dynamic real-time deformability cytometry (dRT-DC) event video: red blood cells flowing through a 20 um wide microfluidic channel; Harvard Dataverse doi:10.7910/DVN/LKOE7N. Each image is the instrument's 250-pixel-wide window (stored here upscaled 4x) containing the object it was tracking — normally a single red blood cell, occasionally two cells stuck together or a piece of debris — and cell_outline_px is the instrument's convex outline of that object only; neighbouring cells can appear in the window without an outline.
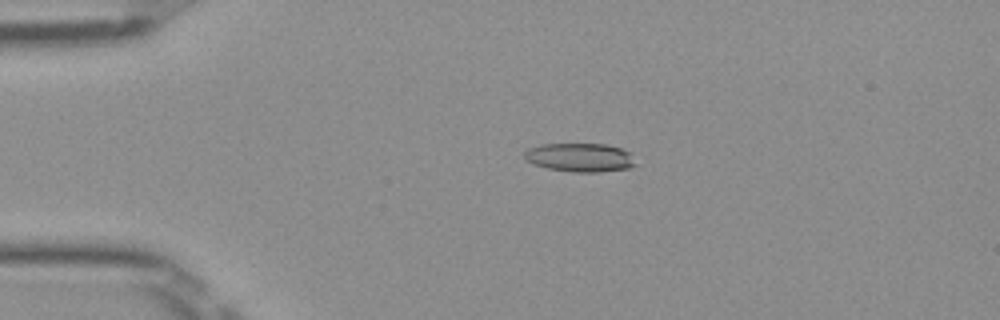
{"species": "Egyptian fruit bat (a non-hibernating species)", "species_latin": "Rousettus aegyptiacus", "temperature_condition": "room temperature", "stored_images_in_passage": 48, "camera_frame_rate_fps": 3000, "um_per_image_px": 0.085, "frame": {"image": 1, "passage_image": 8, "time_ms": 2.333, "image_size_px": [1000, 320], "cell_outline_px": [[636, 164], [628, 168], [600, 172], [572, 172], [548, 168], [524, 160], [524, 152], [528, 148], [540, 144], [604, 144], [620, 148], [628, 152]], "centroid_in_image_um": [49.25, 13.38], "position_along_channel_um": 35.7, "area_um2": 18.44}}
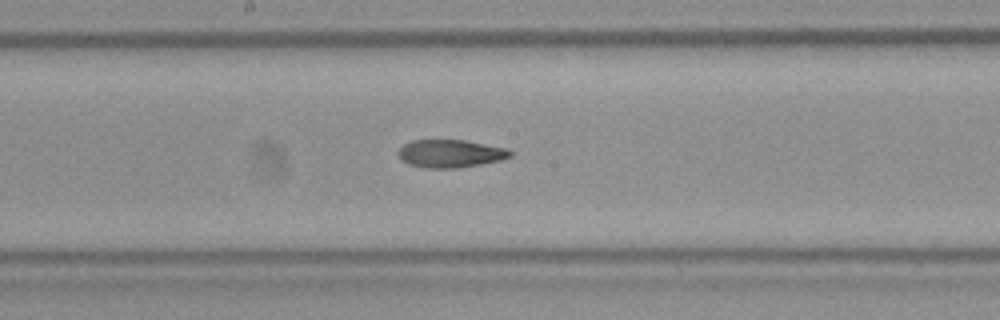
{"frame": {"image": 2, "passage_image": 24, "time_ms": 7.667, "image_size_px": [1000, 320], "cell_outline_px": [[512, 156], [500, 160], [480, 164], [456, 168], [424, 168], [408, 164], [400, 160], [396, 152], [404, 144], [412, 140], [464, 140], [508, 148], [512, 152]], "centroid_in_image_um": [38.25, 13.05], "position_along_channel_um": 209.9, "area_um2": 18.32}}
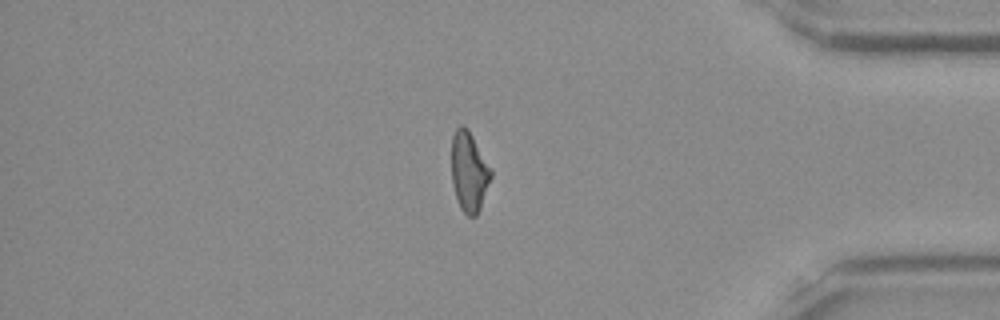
{"frame": {"image": 3, "passage_image": 40, "time_ms": 13.0, "image_size_px": [1000, 320], "cell_outline_px": [[492, 176], [480, 208], [476, 216], [468, 216], [460, 208], [452, 184], [452, 136], [456, 128], [460, 124], [464, 124], [468, 128], [492, 168]], "centroid_in_image_um": [39.88, 14.55], "position_along_channel_um": 395.3, "area_um2": 18.5}, "authors_computed_cell_mechanics": {"area_um2": 18.6116, "velocity_mm_per_s": 4.0085, "shape_relaxation_time_tau1_ms": null, "shape_relaxation_time_tau2_ms": 3.5658, "deformation_change_tau1": null, "deformation_change_tau2": 0.1261}}